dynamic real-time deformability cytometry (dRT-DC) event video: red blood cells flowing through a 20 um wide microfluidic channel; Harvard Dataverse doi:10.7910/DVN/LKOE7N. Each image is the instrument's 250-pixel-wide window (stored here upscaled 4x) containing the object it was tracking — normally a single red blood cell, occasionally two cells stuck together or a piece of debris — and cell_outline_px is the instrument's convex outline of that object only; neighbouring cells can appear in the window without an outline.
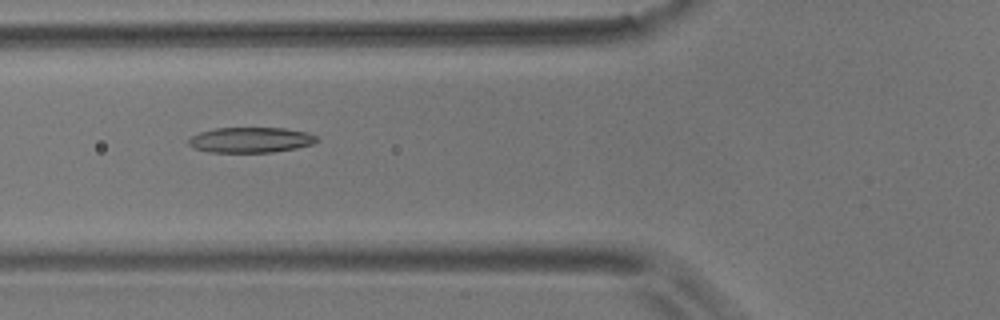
{"species": "common noctule bat (a hibernating species)", "species_latin": "Nyctalus noctula", "temperature_condition": "room temperature", "stored_images_in_passage": 6, "camera_frame_rate_fps": 3000, "um_per_image_px": 0.085, "animal": {"sex": "male", "body_mass_g": 17.9}, "frame": {"image": 1, "passage_image": 5, "time_ms": 1.333, "image_size_px": [1000, 320], "cell_outline_px": [[320, 140], [312, 144], [296, 148], [272, 152], [208, 152], [192, 148], [188, 144], [188, 140], [192, 136], [200, 132], [216, 128], [284, 128], [308, 132], [316, 136]], "centroid_in_image_um": [21.31, 11.89], "position_along_channel_um": 104.5, "area_um2": 19.02}}
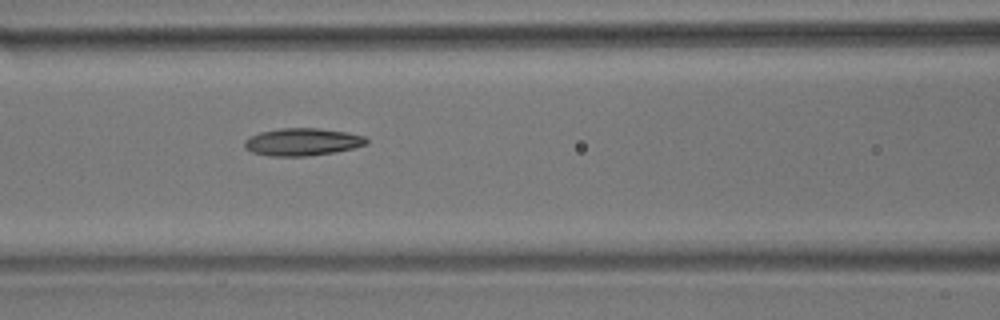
{"frame": {"image": 2, "passage_image": 6, "time_ms": 1.667, "image_size_px": [1000, 320], "cell_outline_px": [[368, 144], [352, 148], [332, 152], [308, 156], [268, 156], [252, 152], [244, 148], [244, 140], [260, 132], [280, 128], [320, 128], [348, 132], [364, 136], [368, 140]], "centroid_in_image_um": [25.69, 12.06], "position_along_channel_um": 140.9, "area_um2": 19.54}}